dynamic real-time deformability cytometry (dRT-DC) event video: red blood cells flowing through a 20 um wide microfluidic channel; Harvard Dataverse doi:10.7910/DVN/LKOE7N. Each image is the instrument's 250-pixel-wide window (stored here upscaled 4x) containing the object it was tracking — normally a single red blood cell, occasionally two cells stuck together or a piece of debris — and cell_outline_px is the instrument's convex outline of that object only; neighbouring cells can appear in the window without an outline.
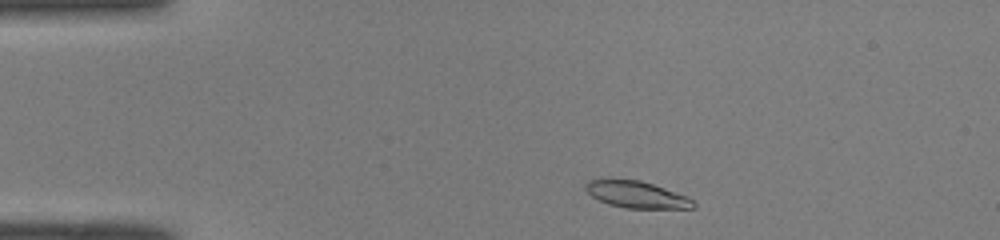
{"species": "common noctule bat (a hibernating species)", "species_latin": "Nyctalus noctula", "temperature_condition": "room temperature", "stored_images_in_passage": 42, "camera_frame_rate_fps": 3000, "um_per_image_px": 0.085, "animal": {"sex": "male", "body_mass_g": 19.0, "forearm_length_mm": 50.8}, "frame": {"image": 1, "passage_image": 2, "time_ms": 0.333, "image_size_px": [1000, 240], "cell_outline_px": [[696, 208], [624, 208], [608, 204], [592, 196], [584, 188], [584, 184], [588, 180], [640, 180], [688, 196], [696, 204]], "centroid_in_image_um": [54.13, 16.55], "position_along_channel_um": 30.9, "area_um2": 16.59}}
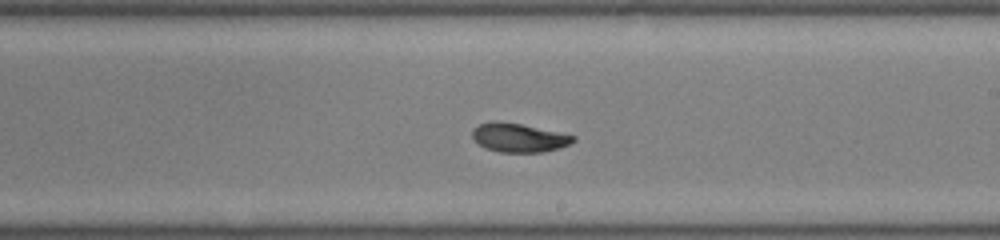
{"frame": {"image": 2, "passage_image": 22, "time_ms": 7.0, "image_size_px": [1000, 240], "cell_outline_px": [[576, 140], [560, 148], [544, 152], [500, 152], [484, 148], [472, 136], [472, 128], [480, 124], [492, 120], [500, 120], [520, 124], [576, 136]], "centroid_in_image_um": [44.07, 11.69], "position_along_channel_um": 244.9, "area_um2": 16.94}}
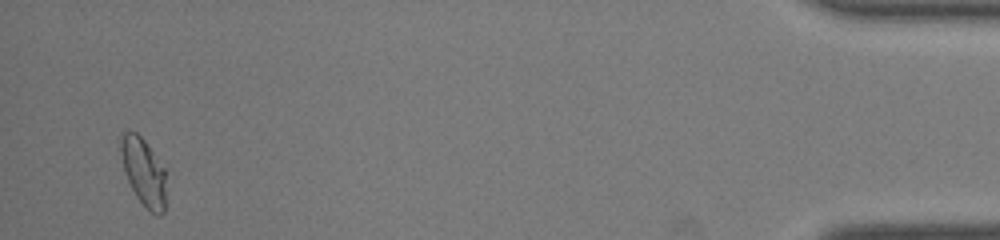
{"frame": {"image": 3, "passage_image": 41, "time_ms": 13.333, "image_size_px": [1000, 240], "cell_outline_px": [[164, 212], [160, 216], [152, 212], [136, 196], [128, 180], [124, 168], [120, 152], [120, 136], [124, 132], [136, 132], [144, 140], [164, 168]], "centroid_in_image_um": [12.18, 14.58], "position_along_channel_um": 423.0, "area_um2": 17.22}, "authors_computed_cell_mechanics": {"area_um2": 17.34, "velocity_mm_per_s": 4.0523, "shape_relaxation_time_tau1_ms": 4.7337, "shape_relaxation_time_tau2_ms": 1.5853, "deformation_change_tau1": 0.1702, "deformation_change_tau2": 0.0467}}